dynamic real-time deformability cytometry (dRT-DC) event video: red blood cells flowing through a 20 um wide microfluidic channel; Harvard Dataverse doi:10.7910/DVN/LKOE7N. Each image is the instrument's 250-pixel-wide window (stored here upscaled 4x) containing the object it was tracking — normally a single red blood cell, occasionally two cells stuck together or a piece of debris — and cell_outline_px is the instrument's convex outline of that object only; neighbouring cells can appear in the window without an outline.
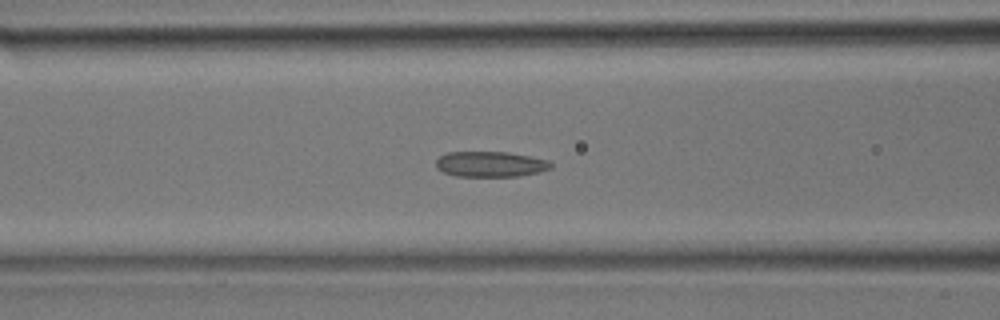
{"species": "common noctule bat (a hibernating species)", "species_latin": "Nyctalus noctula", "temperature_condition": "room temperature", "stored_images_in_passage": 33, "camera_frame_rate_fps": 3000, "um_per_image_px": 0.085, "animal": {"sex": "male", "body_mass_g": 17.9}, "frame": {"image": 1, "passage_image": 13, "time_ms": 4.0, "image_size_px": [1000, 320], "cell_outline_px": [[552, 168], [540, 172], [520, 176], [456, 176], [444, 172], [436, 168], [436, 160], [440, 156], [448, 152], [508, 152], [548, 160], [552, 164]], "centroid_in_image_um": [41.69, 13.95], "position_along_channel_um": 124.9, "area_um2": 17.05}}
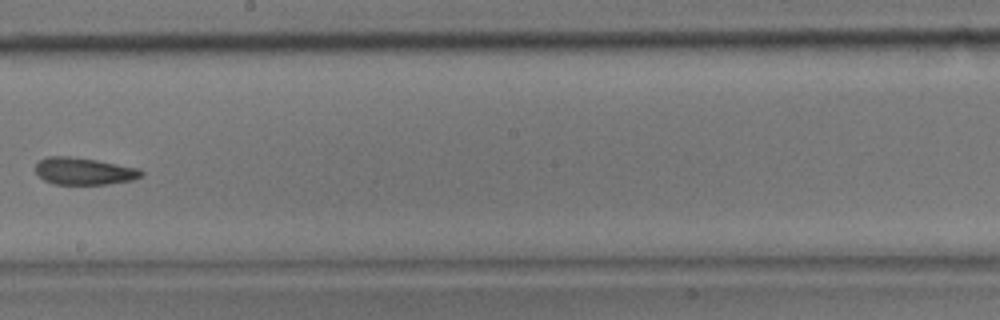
{"frame": {"image": 2, "passage_image": 19, "time_ms": 6.0, "image_size_px": [1000, 320], "cell_outline_px": [[144, 172], [140, 176], [132, 180], [108, 184], [52, 184], [44, 180], [36, 172], [36, 164], [40, 160], [48, 156], [68, 156], [96, 160], [140, 168]], "centroid_in_image_um": [7.14, 14.55], "position_along_channel_um": 241.1, "area_um2": 16.65}}
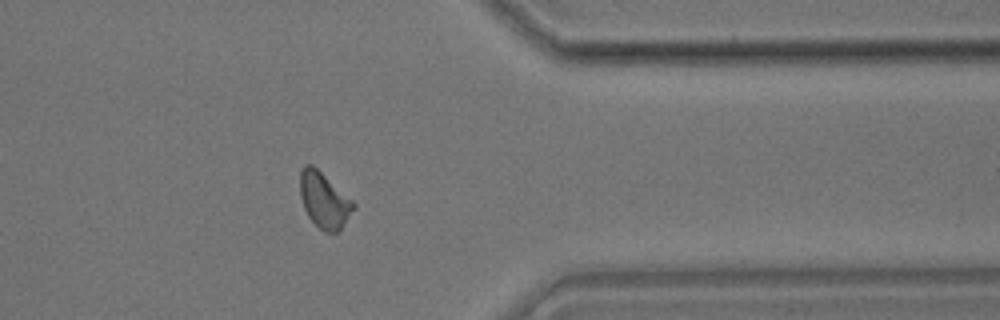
{"frame": {"image": 3, "passage_image": 27, "time_ms": 8.667, "image_size_px": [1000, 320], "cell_outline_px": [[356, 208], [340, 228], [336, 232], [324, 232], [308, 216], [304, 208], [300, 196], [300, 172], [304, 164], [312, 164], [352, 200], [356, 204]], "centroid_in_image_um": [27.54, 17.0], "position_along_channel_um": 383.9, "area_um2": 17.05}}